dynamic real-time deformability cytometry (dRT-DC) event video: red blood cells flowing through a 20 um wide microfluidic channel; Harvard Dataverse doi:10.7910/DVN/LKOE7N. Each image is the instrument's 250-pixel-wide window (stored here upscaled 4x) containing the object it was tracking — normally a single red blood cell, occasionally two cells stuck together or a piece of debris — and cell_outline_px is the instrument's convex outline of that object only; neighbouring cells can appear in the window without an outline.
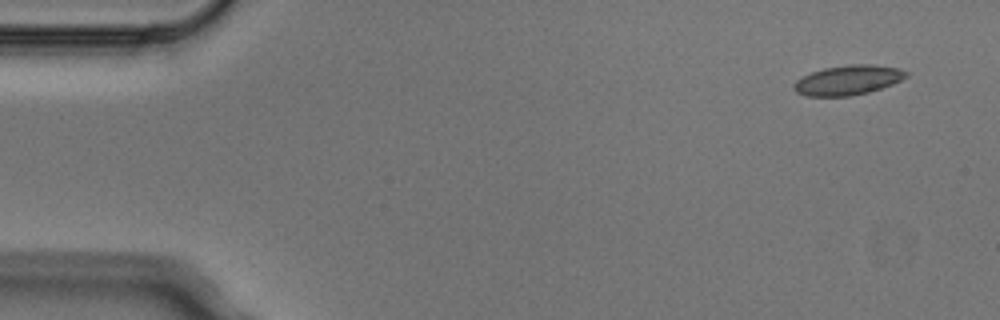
{"species": "Egyptian fruit bat (a non-hibernating species)", "species_latin": "Rousettus aegyptiacus", "temperature_condition": "cold", "stored_images_in_passage": 5, "segment_of_instrument_passage": [1, 2], "camera_frame_rate_fps": 3000, "um_per_image_px": 0.085, "animal": {"sex": "male"}, "frame": {"image": 1, "passage_image": 1, "time_ms": 0.0, "image_size_px": [1000, 320], "cell_outline_px": [[908, 76], [892, 84], [868, 92], [848, 96], [804, 96], [796, 92], [792, 88], [792, 84], [796, 80], [812, 72], [824, 68], [852, 64], [872, 64], [900, 68], [908, 72]], "centroid_in_image_um": [72.06, 6.81], "position_along_channel_um": 12.9, "area_um2": 19.42}}
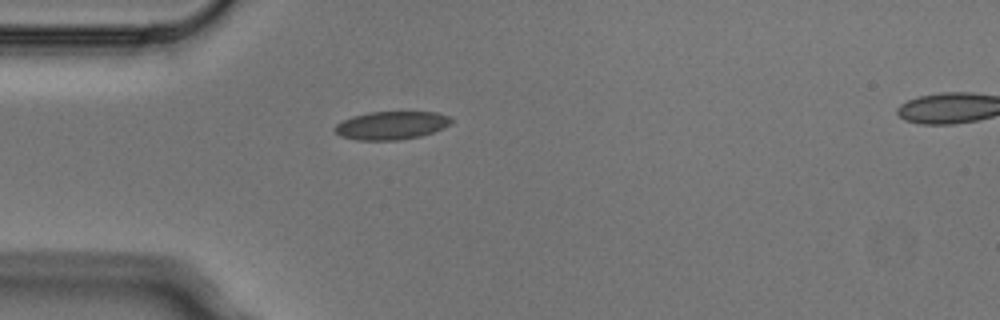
{"frame": {"image": 2, "passage_image": 4, "time_ms": 1.0, "image_size_px": [1000, 320], "cell_outline_px": [[452, 124], [444, 128], [420, 136], [400, 140], [356, 140], [340, 136], [332, 128], [336, 124], [352, 116], [368, 112], [436, 112], [448, 116], [452, 120]], "centroid_in_image_um": [33.25, 10.66], "position_along_channel_um": 51.7, "area_um2": 19.19}}